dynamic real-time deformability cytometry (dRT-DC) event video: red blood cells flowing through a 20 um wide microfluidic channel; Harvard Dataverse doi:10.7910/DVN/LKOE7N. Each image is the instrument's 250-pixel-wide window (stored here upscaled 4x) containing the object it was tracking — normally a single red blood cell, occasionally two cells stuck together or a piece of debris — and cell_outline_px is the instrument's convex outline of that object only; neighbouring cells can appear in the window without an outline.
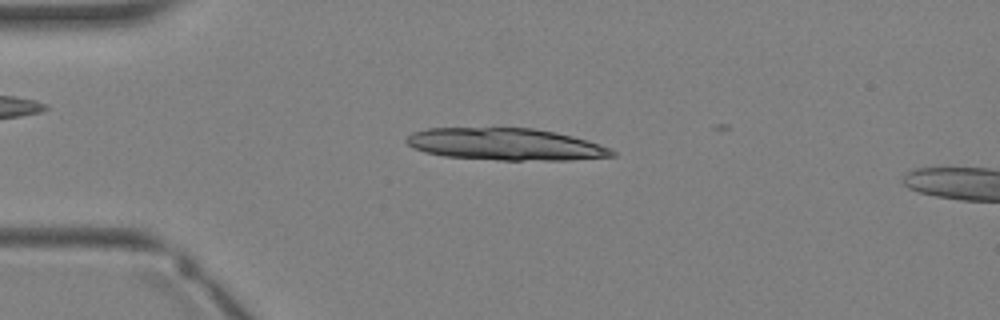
{"species": "Egyptian fruit bat (a non-hibernating species)", "species_latin": "Rousettus aegyptiacus", "temperature_condition": "warm", "stored_images_in_passage": 4, "segment_of_instrument_passage": [1, 2], "camera_frame_rate_fps": 3000, "um_per_image_px": 0.085, "animal": {"sex": "female"}, "frame": {"image": 1, "passage_image": 3, "time_ms": 2.333, "image_size_px": [1000, 320], "cell_outline_px": [[616, 156], [568, 160], [500, 160], [444, 156], [424, 152], [412, 148], [404, 140], [412, 132], [428, 128], [532, 128], [556, 132], [588, 140], [600, 144], [616, 152]], "centroid_in_image_um": [42.96, 12.26], "position_along_channel_um": 42.0, "area_um2": 38.44}}